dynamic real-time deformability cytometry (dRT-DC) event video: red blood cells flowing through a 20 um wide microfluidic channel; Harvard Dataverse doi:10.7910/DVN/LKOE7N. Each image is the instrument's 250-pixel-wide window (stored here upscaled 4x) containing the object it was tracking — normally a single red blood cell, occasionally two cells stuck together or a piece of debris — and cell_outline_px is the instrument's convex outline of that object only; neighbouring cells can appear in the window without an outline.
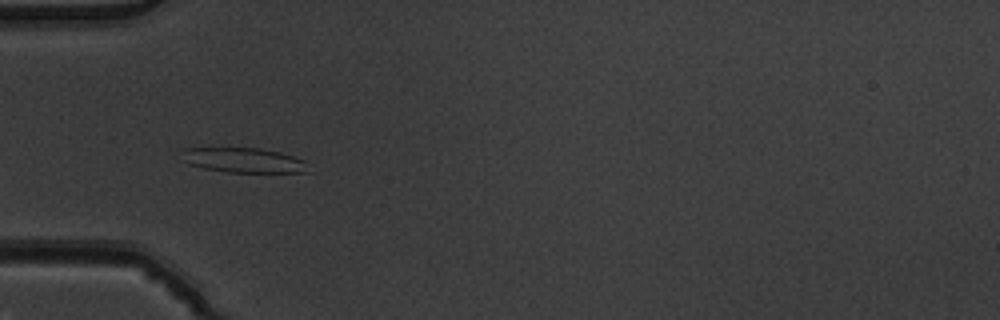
{"species": "common noctule bat (a hibernating species)", "species_latin": "Nyctalus noctula", "temperature_condition": "warm", "stored_images_in_passage": 6, "camera_frame_rate_fps": 3000, "um_per_image_px": 0.085, "animal": {"sex": "male", "body_mass_g": 19.5, "forearm_length_mm": 54.6}, "frame": {"image": 1, "passage_image": 4, "time_ms": 1.0, "image_size_px": [1000, 320], "cell_outline_px": [[312, 172], [228, 172], [204, 168], [188, 164], [176, 160], [180, 148], [260, 148], [280, 152], [304, 160]], "centroid_in_image_um": [20.59, 13.61], "position_along_channel_um": 64.4, "area_um2": 18.79}}
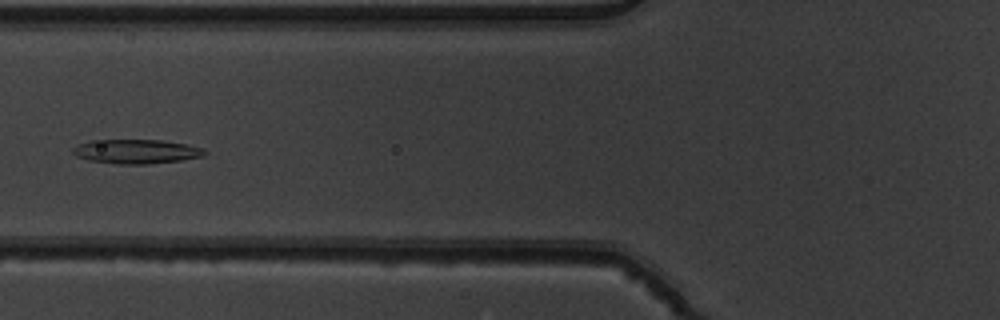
{"frame": {"image": 2, "passage_image": 5, "time_ms": 1.333, "image_size_px": [1000, 320], "cell_outline_px": [[208, 152], [204, 156], [180, 160], [148, 164], [116, 164], [88, 160], [76, 156], [72, 152], [72, 148], [80, 144], [92, 140], [164, 140], [188, 144], [204, 148]], "centroid_in_image_um": [11.62, 12.87], "position_along_channel_um": 114.2, "area_um2": 18.73}}
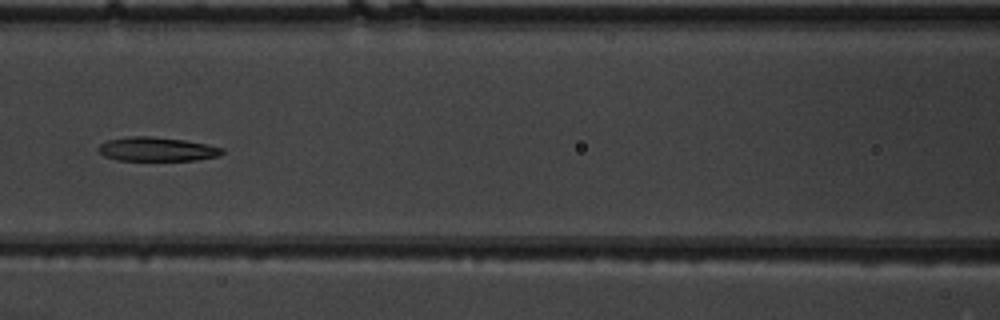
{"frame": {"image": 3, "passage_image": 6, "time_ms": 1.667, "image_size_px": [1000, 320], "cell_outline_px": [[224, 152], [220, 156], [196, 160], [116, 160], [104, 156], [96, 148], [100, 144], [108, 140], [132, 136], [152, 136], [184, 140], [208, 144], [224, 148]], "centroid_in_image_um": [13.36, 12.68], "position_along_channel_um": 153.2, "area_um2": 17.4}}